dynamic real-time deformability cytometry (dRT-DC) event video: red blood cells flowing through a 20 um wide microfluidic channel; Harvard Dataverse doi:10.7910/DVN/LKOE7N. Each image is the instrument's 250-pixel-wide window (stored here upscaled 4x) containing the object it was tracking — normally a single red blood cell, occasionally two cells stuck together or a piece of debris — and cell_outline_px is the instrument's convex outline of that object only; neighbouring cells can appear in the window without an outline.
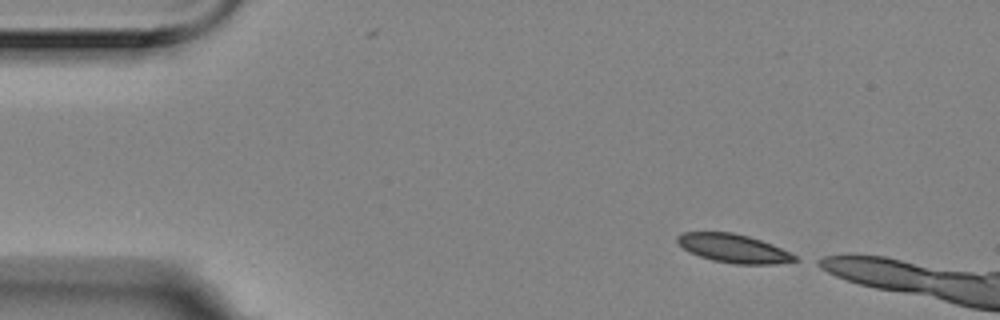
{"species": "Egyptian fruit bat (a non-hibernating species)", "species_latin": "Rousettus aegyptiacus", "temperature_condition": "room temperature", "stored_images_in_passage": 7, "camera_frame_rate_fps": 3000, "um_per_image_px": 0.085, "animal": {"sex": "female"}, "frame": {"image": 1, "passage_image": 1, "time_ms": 0.0, "image_size_px": [1000, 320], "cell_outline_px": [[800, 260], [772, 264], [736, 264], [712, 260], [688, 252], [676, 240], [676, 236], [684, 232], [732, 232], [748, 236], [772, 244], [796, 256]], "centroid_in_image_um": [62.33, 21.11], "position_along_channel_um": 22.7, "area_um2": 19.36}}